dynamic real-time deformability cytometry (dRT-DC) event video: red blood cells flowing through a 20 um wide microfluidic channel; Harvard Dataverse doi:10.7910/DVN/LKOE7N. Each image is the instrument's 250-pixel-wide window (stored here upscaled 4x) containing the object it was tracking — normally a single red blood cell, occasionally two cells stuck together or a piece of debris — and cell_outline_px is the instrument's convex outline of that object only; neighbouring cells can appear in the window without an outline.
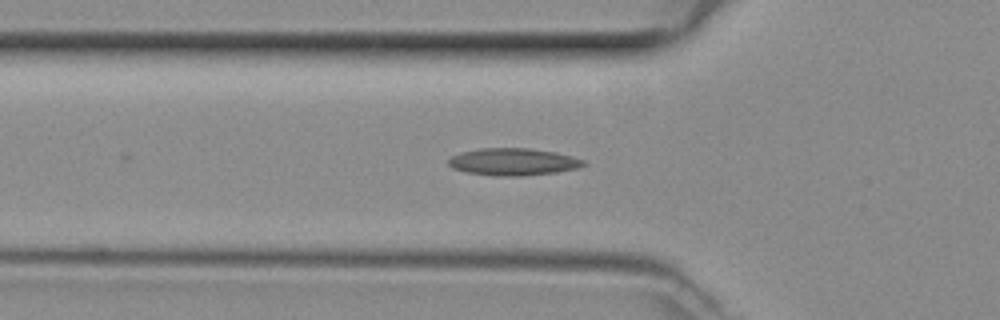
{"species": "common noctule bat (a hibernating species)", "species_latin": "Nyctalus noctula", "temperature_condition": "room temperature", "stored_images_in_passage": 33, "camera_frame_rate_fps": 3000, "um_per_image_px": 0.085, "animal": {"sex": "female", "body_mass_g": 29.2, "forearm_length_mm": 56.3}, "frame": {"image": 1, "passage_image": 11, "time_ms": 3.333, "image_size_px": [1000, 320], "cell_outline_px": [[588, 164], [576, 168], [556, 172], [520, 176], [504, 176], [464, 172], [452, 168], [448, 164], [448, 160], [452, 156], [460, 152], [484, 148], [528, 148], [556, 152], [572, 156], [584, 160]], "centroid_in_image_um": [43.62, 13.75], "position_along_channel_um": 82.2, "area_um2": 21.33}}
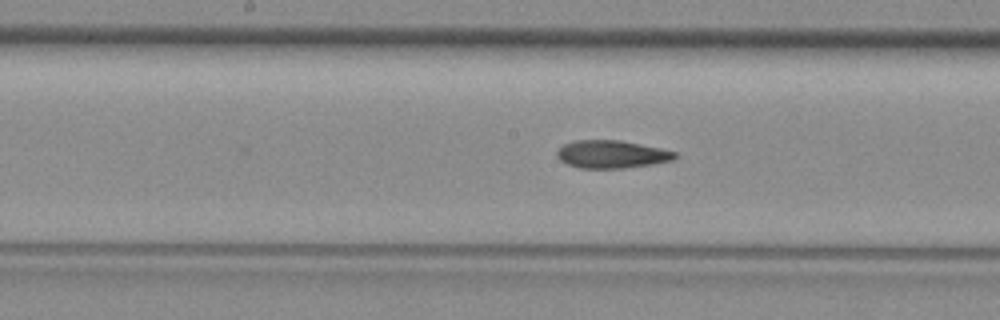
{"frame": {"image": 2, "passage_image": 19, "time_ms": 6.0, "image_size_px": [1000, 320], "cell_outline_px": [[676, 156], [672, 160], [652, 164], [624, 168], [580, 168], [568, 164], [560, 160], [556, 156], [556, 152], [564, 144], [576, 140], [620, 140], [660, 148], [676, 152]], "centroid_in_image_um": [51.97, 13.11], "position_along_channel_um": 196.2, "area_um2": 18.96}}
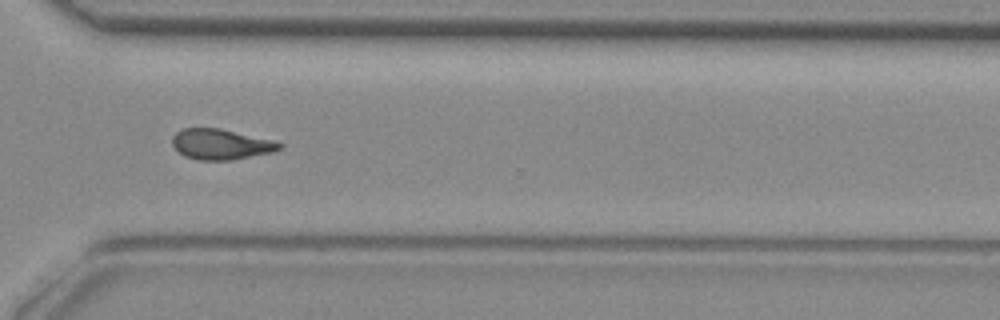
{"frame": {"image": 3, "passage_image": 30, "time_ms": 9.667, "image_size_px": [1000, 320], "cell_outline_px": [[284, 148], [272, 152], [232, 160], [200, 160], [184, 156], [172, 144], [172, 136], [180, 128], [220, 128], [272, 140], [284, 144]], "centroid_in_image_um": [18.78, 12.26], "position_along_channel_um": 351.8, "area_um2": 19.07}}